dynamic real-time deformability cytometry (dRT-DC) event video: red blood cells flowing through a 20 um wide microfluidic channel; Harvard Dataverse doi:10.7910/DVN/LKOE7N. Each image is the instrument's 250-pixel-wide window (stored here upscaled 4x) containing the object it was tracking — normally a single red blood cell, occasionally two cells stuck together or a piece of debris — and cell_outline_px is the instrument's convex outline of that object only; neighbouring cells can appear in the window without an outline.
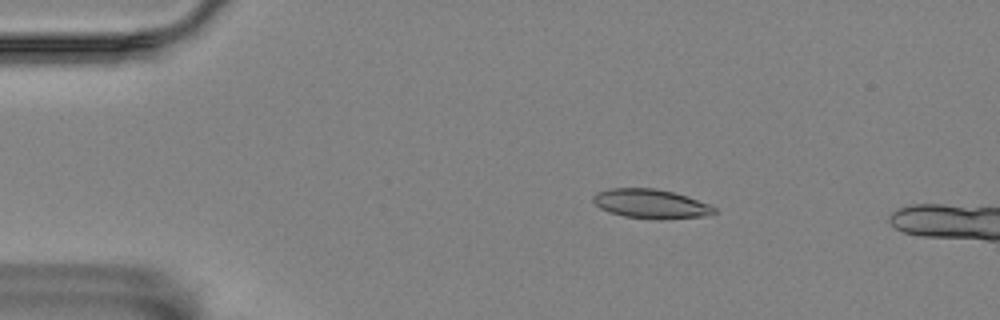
{"species": "Egyptian fruit bat (a non-hibernating species)", "species_latin": "Rousettus aegyptiacus", "temperature_condition": "room temperature", "stored_images_in_passage": 4, "camera_frame_rate_fps": 3000, "um_per_image_px": 0.085, "animal": {"sex": "female"}, "frame": {"image": 1, "passage_image": 1, "time_ms": 0.0, "image_size_px": [1000, 320], "cell_outline_px": [[716, 212], [708, 216], [664, 220], [660, 220], [624, 216], [608, 212], [600, 208], [592, 200], [592, 196], [596, 192], [608, 188], [656, 188], [688, 196], [708, 204], [716, 208]], "centroid_in_image_um": [55.32, 17.33], "position_along_channel_um": 29.7, "area_um2": 20.92}}
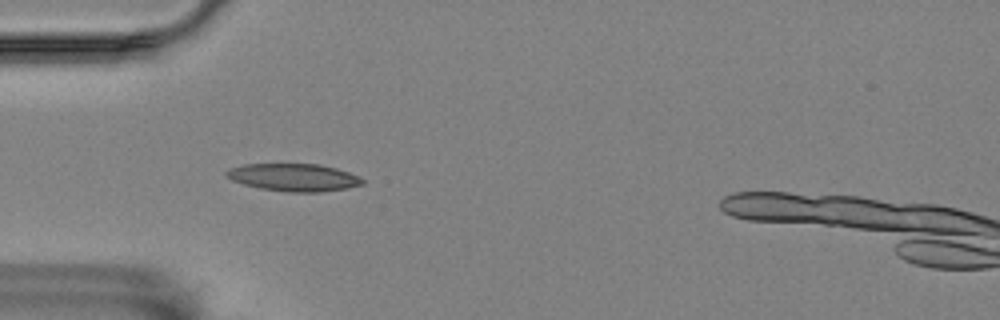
{"frame": {"image": 2, "passage_image": 3, "time_ms": 2.333, "image_size_px": [1000, 320], "cell_outline_px": [[364, 184], [348, 188], [320, 192], [288, 192], [260, 188], [244, 184], [232, 180], [224, 176], [224, 172], [232, 168], [244, 164], [320, 164], [336, 168], [360, 176], [364, 180]], "centroid_in_image_um": [24.99, 15.08], "position_along_channel_um": 60.0, "area_um2": 21.91}}
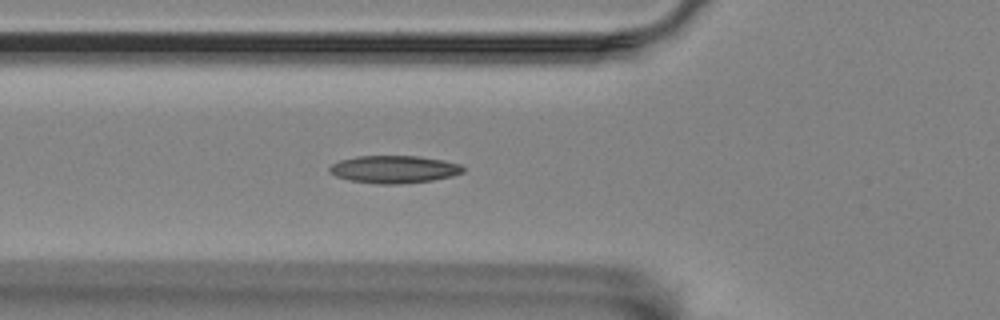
{"frame": {"image": 3, "passage_image": 4, "time_ms": 3.333, "image_size_px": [1000, 320], "cell_outline_px": [[464, 172], [452, 176], [432, 180], [396, 184], [376, 184], [348, 180], [336, 176], [328, 172], [328, 168], [332, 164], [340, 160], [356, 156], [416, 156], [444, 160], [460, 164], [464, 168]], "centroid_in_image_um": [33.47, 14.39], "position_along_channel_um": 92.3, "area_um2": 21.5}}